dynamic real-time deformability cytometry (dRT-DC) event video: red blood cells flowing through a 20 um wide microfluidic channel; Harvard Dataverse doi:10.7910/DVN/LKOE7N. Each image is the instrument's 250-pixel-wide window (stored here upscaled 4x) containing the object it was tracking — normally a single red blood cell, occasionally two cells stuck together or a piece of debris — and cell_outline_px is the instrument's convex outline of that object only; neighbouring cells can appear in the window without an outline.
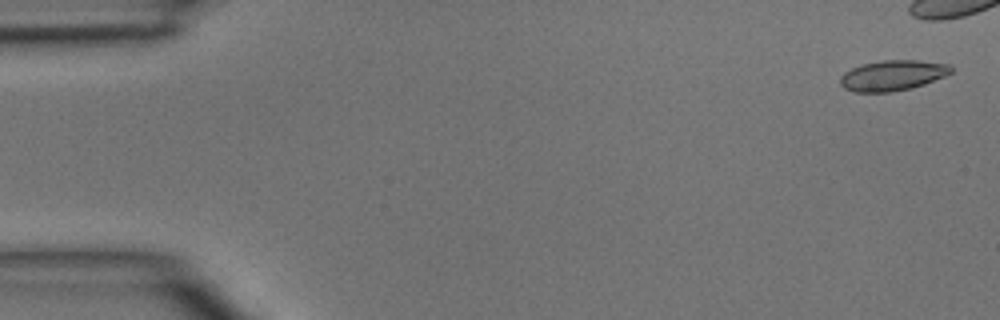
{"species": "common noctule bat (a hibernating species)", "species_latin": "Nyctalus noctula", "temperature_condition": "room temperature", "stored_images_in_passage": 8, "camera_frame_rate_fps": 3000, "um_per_image_px": 0.085, "animal": {"sex": "male", "body_mass_g": 15.6}, "frame": {"image": 1, "passage_image": 1, "time_ms": 0.0, "image_size_px": [1000, 320], "cell_outline_px": [[952, 72], [944, 76], [924, 84], [912, 88], [892, 92], [852, 92], [844, 88], [840, 84], [840, 76], [844, 72], [852, 68], [864, 64], [884, 60], [916, 60], [948, 64], [952, 68]], "centroid_in_image_um": [75.84, 6.42], "position_along_channel_um": 9.2, "area_um2": 19.59}}